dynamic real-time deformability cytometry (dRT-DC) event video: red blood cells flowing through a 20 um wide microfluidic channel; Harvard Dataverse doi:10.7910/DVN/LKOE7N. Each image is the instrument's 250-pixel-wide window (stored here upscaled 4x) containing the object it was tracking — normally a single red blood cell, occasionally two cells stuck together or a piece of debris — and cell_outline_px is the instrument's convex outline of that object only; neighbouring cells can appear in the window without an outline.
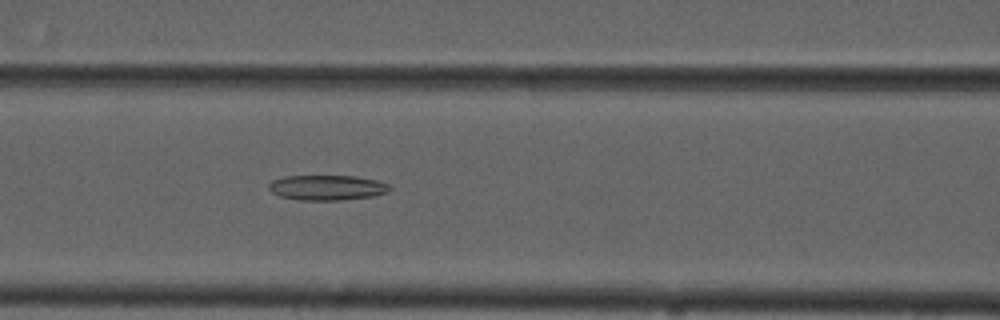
{"species": "common noctule bat (a hibernating species)", "species_latin": "Nyctalus noctula", "temperature_condition": "cold", "stored_images_in_passage": 39, "camera_frame_rate_fps": 3000, "um_per_image_px": 0.085, "animal": {"sex": "male", "forearm_length_mm": 52.5}, "frame": {"image": 1, "passage_image": 8, "time_ms": 2.333, "image_size_px": [1000, 320], "cell_outline_px": [[392, 188], [388, 192], [372, 196], [340, 200], [296, 200], [280, 196], [272, 192], [268, 188], [268, 184], [272, 180], [284, 176], [356, 176], [376, 180], [388, 184]], "centroid_in_image_um": [27.78, 15.94], "position_along_channel_um": 138.8, "area_um2": 17.74}}
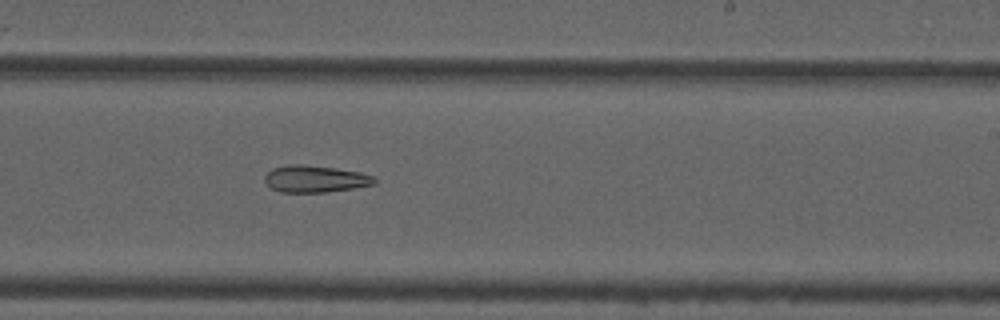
{"frame": {"image": 2, "passage_image": 18, "time_ms": 5.667, "image_size_px": [1000, 320], "cell_outline_px": [[376, 184], [352, 188], [324, 192], [280, 192], [272, 188], [264, 180], [264, 176], [272, 168], [288, 164], [300, 164], [336, 168], [360, 172], [372, 176], [376, 180]], "centroid_in_image_um": [26.77, 15.2], "position_along_channel_um": 262.2, "area_um2": 17.11}}
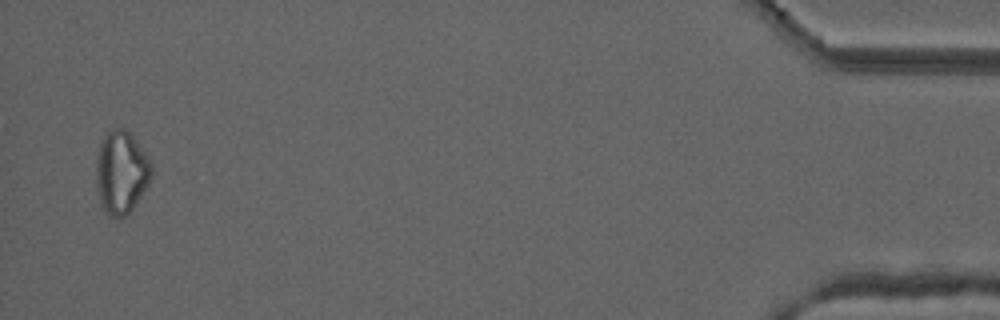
{"frame": {"image": 3, "passage_image": 38, "time_ms": 12.333, "image_size_px": [1000, 320], "cell_outline_px": [[152, 176], [148, 184], [136, 204], [124, 216], [108, 216], [100, 204], [96, 184], [96, 160], [100, 144], [104, 136], [112, 128], [124, 128], [136, 140], [152, 164]], "centroid_in_image_um": [10.29, 14.64], "position_along_channel_um": 424.9, "area_um2": 26.59}}